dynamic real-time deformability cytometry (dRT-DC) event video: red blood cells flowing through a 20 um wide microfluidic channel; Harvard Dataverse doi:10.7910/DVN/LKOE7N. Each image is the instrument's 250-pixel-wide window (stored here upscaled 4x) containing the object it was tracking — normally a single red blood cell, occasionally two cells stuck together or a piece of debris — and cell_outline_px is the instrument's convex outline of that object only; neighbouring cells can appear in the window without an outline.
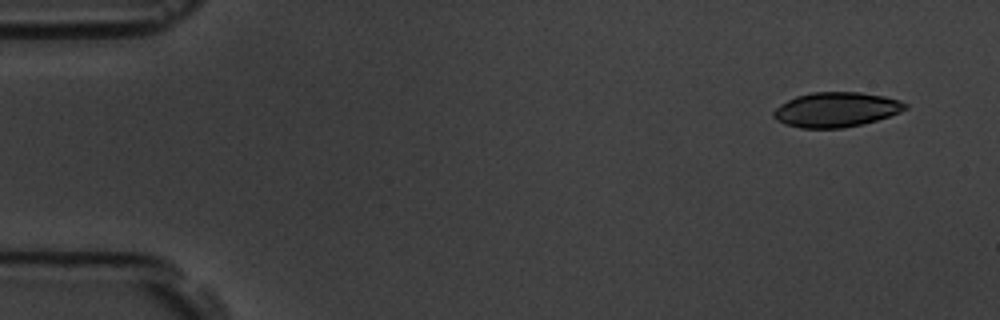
{"species": "common noctule bat (a hibernating species)", "species_latin": "Nyctalus noctula", "temperature_condition": "room temperature", "stored_images_in_passage": 4, "camera_frame_rate_fps": 3000, "um_per_image_px": 0.085, "animal": {"sex": "male", "body_mass_g": 19.5, "forearm_length_mm": 54.6}, "frame": {"image": 1, "passage_image": 1, "time_ms": 0.0, "image_size_px": [1000, 320], "cell_outline_px": [[908, 108], [900, 112], [876, 120], [844, 128], [800, 128], [784, 124], [776, 120], [772, 116], [772, 112], [780, 104], [796, 96], [812, 92], [860, 92], [884, 96], [900, 100], [908, 104]], "centroid_in_image_um": [71.05, 9.31], "position_along_channel_um": 13.9, "area_um2": 26.76}}